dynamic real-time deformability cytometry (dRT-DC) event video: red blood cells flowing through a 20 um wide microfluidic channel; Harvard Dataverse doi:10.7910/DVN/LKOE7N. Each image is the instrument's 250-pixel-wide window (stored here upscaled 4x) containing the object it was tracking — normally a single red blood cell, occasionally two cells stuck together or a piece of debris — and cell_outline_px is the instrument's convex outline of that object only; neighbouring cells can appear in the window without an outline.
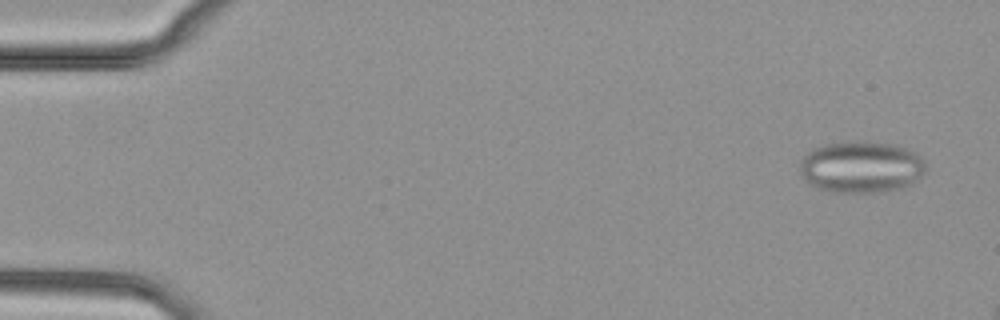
{"species": "common noctule bat (a hibernating species)", "species_latin": "Nyctalus noctula", "temperature_condition": "cold", "stored_images_in_passage": 15, "camera_frame_rate_fps": 3000, "um_per_image_px": 0.085, "animal": {"sex": "female", "body_mass_g": 29.2, "forearm_length_mm": 56.3}, "frame": {"image": 1, "passage_image": 3, "time_ms": 0.667, "image_size_px": [1000, 320], "cell_outline_px": [[924, 172], [916, 180], [904, 188], [880, 192], [832, 192], [808, 184], [804, 180], [800, 172], [800, 164], [804, 156], [808, 152], [824, 144], [844, 140], [860, 140], [896, 144], [920, 156], [924, 164]], "centroid_in_image_um": [73.17, 14.18], "position_along_channel_um": 11.8, "area_um2": 38.15}}